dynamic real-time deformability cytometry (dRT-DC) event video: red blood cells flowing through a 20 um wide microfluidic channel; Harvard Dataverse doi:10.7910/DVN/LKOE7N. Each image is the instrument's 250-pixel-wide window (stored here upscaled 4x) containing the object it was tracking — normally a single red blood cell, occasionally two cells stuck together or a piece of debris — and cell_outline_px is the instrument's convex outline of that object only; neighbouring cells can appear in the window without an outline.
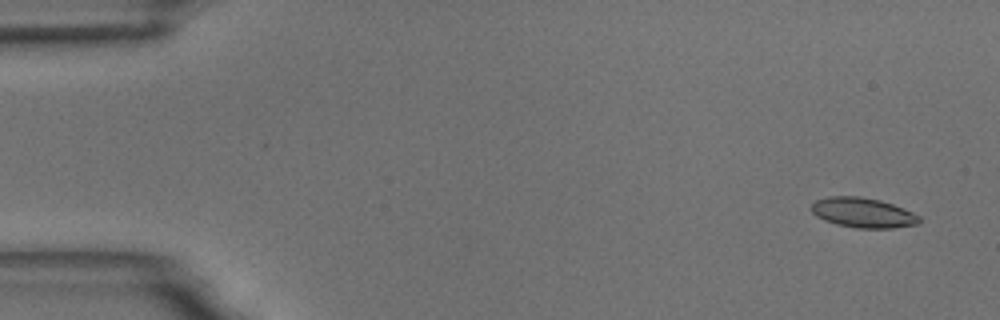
{"species": "common noctule bat (a hibernating species)", "species_latin": "Nyctalus noctula", "temperature_condition": "room temperature", "stored_images_in_passage": 56, "camera_frame_rate_fps": 3000, "um_per_image_px": 0.085, "animal": {"sex": "male", "body_mass_g": 18.8}, "frame": {"image": 1, "passage_image": 3, "time_ms": 0.667, "image_size_px": [1000, 320], "cell_outline_px": [[920, 224], [892, 228], [856, 228], [836, 224], [824, 220], [816, 216], [812, 212], [812, 204], [816, 200], [828, 196], [860, 196], [880, 200], [904, 208], [920, 216]], "centroid_in_image_um": [73.36, 18.08], "position_along_channel_um": 11.6, "area_um2": 18.9}}
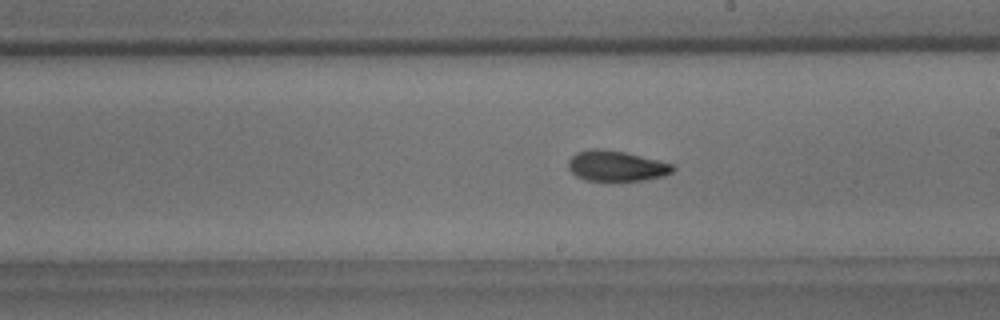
{"frame": {"image": 2, "passage_image": 32, "time_ms": 10.333, "image_size_px": [1000, 320], "cell_outline_px": [[676, 168], [672, 172], [664, 176], [644, 180], [584, 180], [576, 176], [568, 168], [568, 160], [576, 152], [588, 148], [600, 148], [624, 152], [676, 164]], "centroid_in_image_um": [52.39, 14.09], "position_along_channel_um": 236.6, "area_um2": 18.73}}
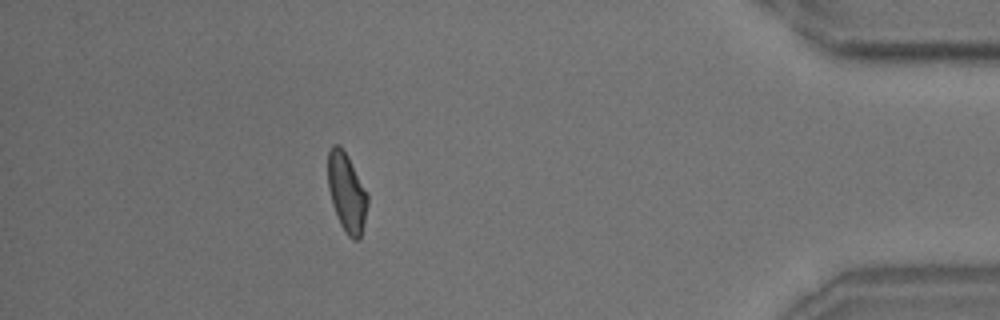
{"frame": {"image": 3, "passage_image": 50, "time_ms": 16.333, "image_size_px": [1000, 320], "cell_outline_px": [[368, 204], [364, 224], [360, 240], [352, 240], [348, 236], [340, 224], [332, 204], [328, 188], [328, 152], [332, 144], [340, 144], [348, 156], [368, 192]], "centroid_in_image_um": [29.48, 16.36], "position_along_channel_um": 405.7, "area_um2": 18.55}, "authors_computed_cell_mechanics": {"area_um2": 18.7272, "velocity_mm_per_s": 3.6162, "shape_relaxation_time_tau1_ms": 5.6151, "shape_relaxation_time_tau2_ms": 2.7837, "deformation_change_tau1": 0.1229, "deformation_change_tau2": 0.0765}}